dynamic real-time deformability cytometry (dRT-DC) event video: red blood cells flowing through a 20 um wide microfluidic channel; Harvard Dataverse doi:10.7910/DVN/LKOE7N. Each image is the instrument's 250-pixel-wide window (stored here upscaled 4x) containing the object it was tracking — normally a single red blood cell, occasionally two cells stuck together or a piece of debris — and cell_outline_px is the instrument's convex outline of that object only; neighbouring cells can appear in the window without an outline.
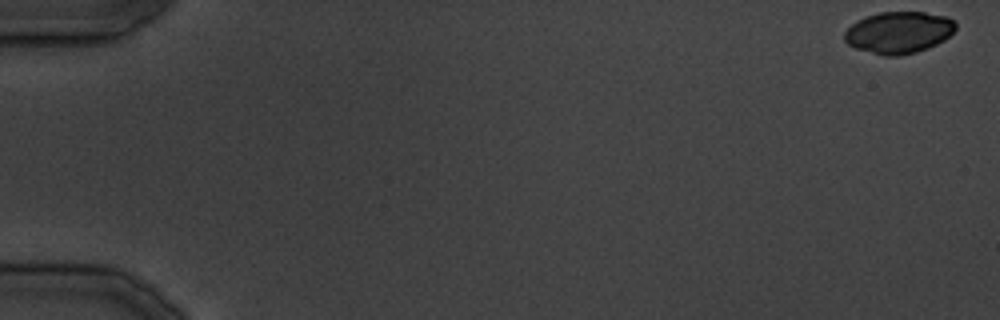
{"species": "common noctule bat (a hibernating species)", "species_latin": "Nyctalus noctula", "temperature_condition": "cold", "stored_images_in_passage": 25, "camera_frame_rate_fps": 3000, "um_per_image_px": 0.085, "animal": {"sex": "male", "body_mass_g": 19.5, "forearm_length_mm": 54.6}, "frame": {"image": 1, "passage_image": 1, "time_ms": 0.0, "image_size_px": [1000, 320], "cell_outline_px": [[956, 28], [944, 40], [928, 48], [916, 52], [896, 56], [884, 56], [856, 48], [848, 44], [844, 40], [844, 32], [856, 20], [880, 12], [924, 12], [948, 16], [956, 20]], "centroid_in_image_um": [76.41, 2.75], "position_along_channel_um": 8.6, "area_um2": 27.11}}
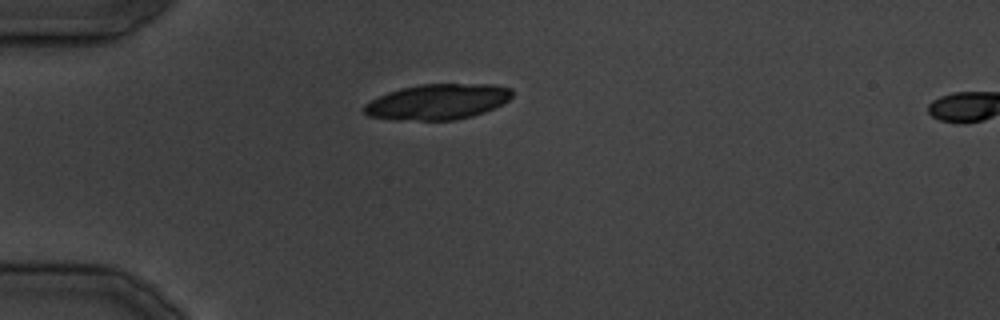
{"frame": {"image": 2, "passage_image": 10, "time_ms": 11.667, "image_size_px": [1000, 320], "cell_outline_px": [[512, 96], [508, 100], [484, 112], [472, 116], [456, 120], [396, 120], [368, 116], [364, 112], [364, 104], [388, 92], [400, 88], [420, 84], [496, 84], [512, 88]], "centroid_in_image_um": [37.2, 8.65], "position_along_channel_um": 47.8, "area_um2": 30.63}}